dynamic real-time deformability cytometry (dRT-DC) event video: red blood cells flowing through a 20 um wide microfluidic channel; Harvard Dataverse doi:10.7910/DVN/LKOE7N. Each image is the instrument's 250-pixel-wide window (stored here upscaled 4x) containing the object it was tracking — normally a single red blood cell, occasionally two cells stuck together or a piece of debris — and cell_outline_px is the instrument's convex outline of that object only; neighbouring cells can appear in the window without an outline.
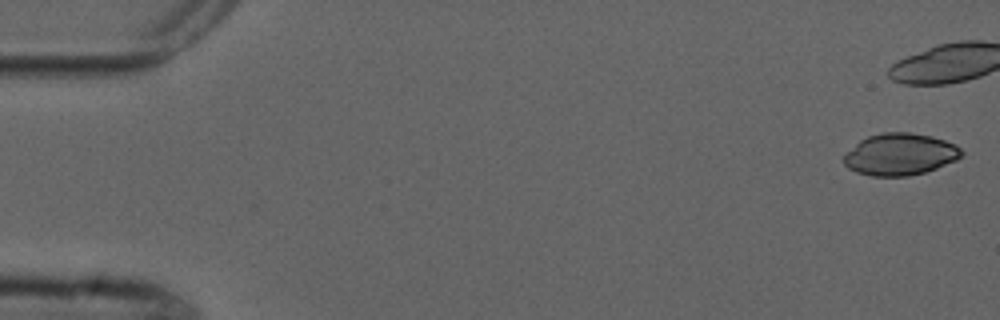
{"species": "common noctule bat (a hibernating species)", "species_latin": "Nyctalus noctula", "temperature_condition": "cold", "stored_images_in_passage": 7, "camera_frame_rate_fps": 3000, "um_per_image_px": 0.085, "animal": {"sex": "male", "forearm_length_mm": 52.5}, "frame": {"image": 1, "passage_image": 1, "time_ms": 0.0, "image_size_px": [1000, 320], "cell_outline_px": [[964, 156], [956, 160], [936, 168], [924, 172], [908, 176], [872, 176], [856, 172], [848, 168], [844, 164], [844, 156], [860, 140], [868, 136], [884, 132], [908, 132], [932, 136], [956, 144], [964, 152]], "centroid_in_image_um": [76.53, 13.12], "position_along_channel_um": 8.5, "area_um2": 28.67}}